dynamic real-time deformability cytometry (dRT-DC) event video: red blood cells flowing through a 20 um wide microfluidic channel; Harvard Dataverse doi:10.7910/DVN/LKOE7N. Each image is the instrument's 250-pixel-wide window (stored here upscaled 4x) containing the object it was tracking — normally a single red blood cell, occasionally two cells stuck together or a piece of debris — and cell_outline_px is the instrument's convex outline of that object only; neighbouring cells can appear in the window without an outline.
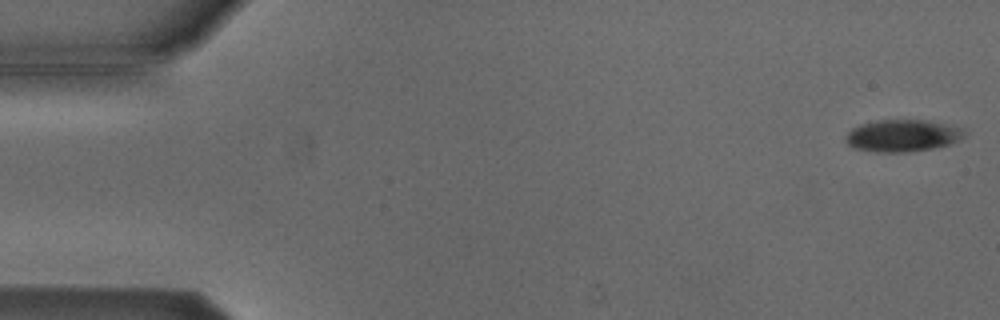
{"species": "Egyptian fruit bat (a non-hibernating species)", "species_latin": "Rousettus aegyptiacus", "temperature_condition": "cold", "stored_images_in_passage": 48, "camera_frame_rate_fps": 3000, "um_per_image_px": 0.085, "animal": {"sex": "male"}, "frame": {"image": 1, "passage_image": 1, "time_ms": 0.0, "image_size_px": [1000, 320], "cell_outline_px": [[968, 132], [960, 140], [948, 144], [932, 148], [908, 152], [876, 152], [852, 148], [844, 140], [844, 136], [852, 128], [860, 124], [880, 120], [928, 120], [964, 128]], "centroid_in_image_um": [76.71, 11.53], "position_along_channel_um": 8.3, "area_um2": 22.37}}
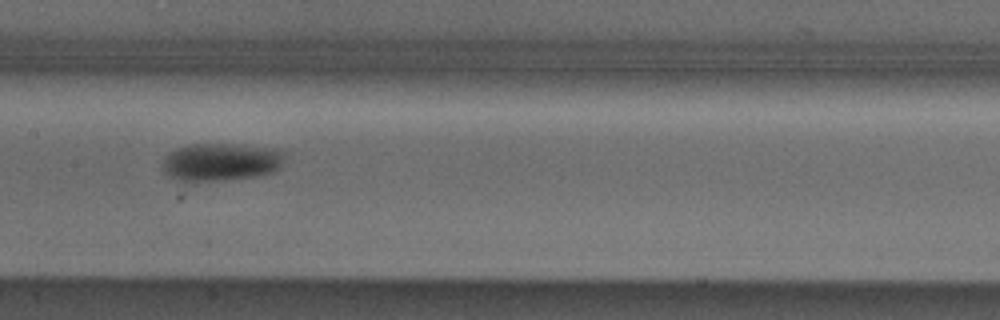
{"frame": {"image": 2, "passage_image": 26, "time_ms": 8.333, "image_size_px": [1000, 320], "cell_outline_px": [[284, 164], [280, 168], [272, 172], [256, 176], [224, 180], [176, 180], [168, 176], [160, 168], [164, 156], [168, 152], [176, 148], [192, 144], [240, 144], [280, 148], [284, 152]], "centroid_in_image_um": [18.79, 13.74], "position_along_channel_um": 188.6, "area_um2": 27.4}}
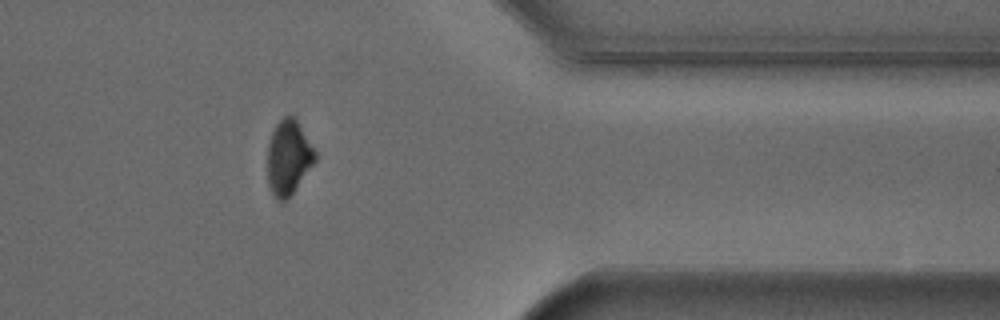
{"frame": {"image": 3, "passage_image": 43, "time_ms": 14.0, "image_size_px": [1000, 320], "cell_outline_px": [[316, 160], [288, 200], [276, 200], [268, 184], [268, 144], [272, 132], [276, 124], [284, 116], [296, 116], [316, 152]], "centroid_in_image_um": [24.53, 13.37], "position_along_channel_um": 386.9, "area_um2": 20.81}, "authors_computed_cell_mechanics": {"area_um2": 24.276, "velocity_mm_per_s": 3.8241, "shape_relaxation_time_tau1_ms": 2.5591, "shape_relaxation_time_tau2_ms": null, "deformation_change_tau1": 0.086, "deformation_change_tau2": null}}